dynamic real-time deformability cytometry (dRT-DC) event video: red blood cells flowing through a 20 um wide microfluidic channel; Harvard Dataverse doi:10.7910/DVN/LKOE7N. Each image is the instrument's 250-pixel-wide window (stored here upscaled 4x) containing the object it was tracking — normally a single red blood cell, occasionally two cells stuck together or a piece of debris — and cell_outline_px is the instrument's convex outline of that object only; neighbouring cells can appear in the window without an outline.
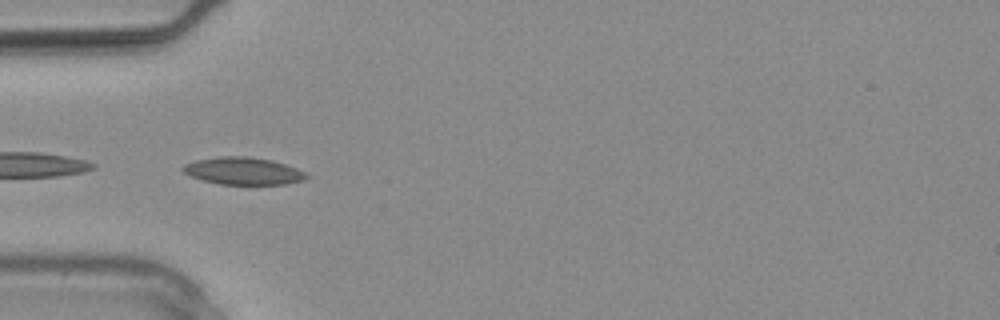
{"species": "common noctule bat (a hibernating species)", "species_latin": "Nyctalus noctula", "temperature_condition": "warm", "stored_images_in_passage": 9, "camera_frame_rate_fps": 3000, "um_per_image_px": 0.085, "animal": {"sex": "male", "body_mass_g": 20.4}, "frame": {"image": 1, "passage_image": 4, "time_ms": 1.0, "image_size_px": [1000, 320], "cell_outline_px": [[312, 176], [304, 180], [288, 184], [220, 184], [204, 180], [192, 176], [184, 172], [180, 168], [184, 164], [196, 160], [220, 156], [248, 156], [272, 160], [296, 168]], "centroid_in_image_um": [20.7, 14.53], "position_along_channel_um": 64.3, "area_um2": 19.65}}